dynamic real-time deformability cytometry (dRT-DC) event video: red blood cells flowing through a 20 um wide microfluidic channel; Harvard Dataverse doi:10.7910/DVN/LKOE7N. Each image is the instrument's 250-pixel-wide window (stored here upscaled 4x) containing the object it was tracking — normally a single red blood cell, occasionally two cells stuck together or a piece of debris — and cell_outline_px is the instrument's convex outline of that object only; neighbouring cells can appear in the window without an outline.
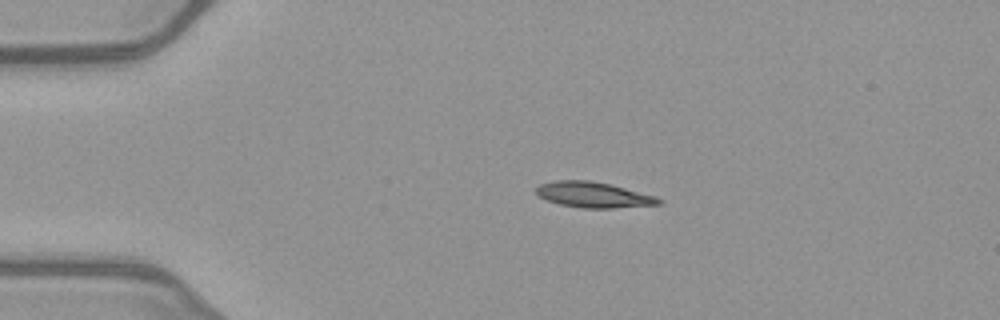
{"species": "common noctule bat (a hibernating species)", "species_latin": "Nyctalus noctula", "temperature_condition": "warm", "stored_images_in_passage": 41, "camera_frame_rate_fps": 3000, "um_per_image_px": 0.085, "animal": {"sex": "female", "body_mass_g": 21.9}, "frame": {"image": 1, "passage_image": 1, "time_ms": 0.0, "image_size_px": [1000, 320], "cell_outline_px": [[664, 204], [612, 208], [580, 208], [560, 204], [548, 200], [540, 196], [536, 192], [536, 188], [540, 184], [556, 180], [592, 180], [612, 184], [656, 196], [664, 200]], "centroid_in_image_um": [50.51, 16.55], "position_along_channel_um": 34.5, "area_um2": 18.44}}
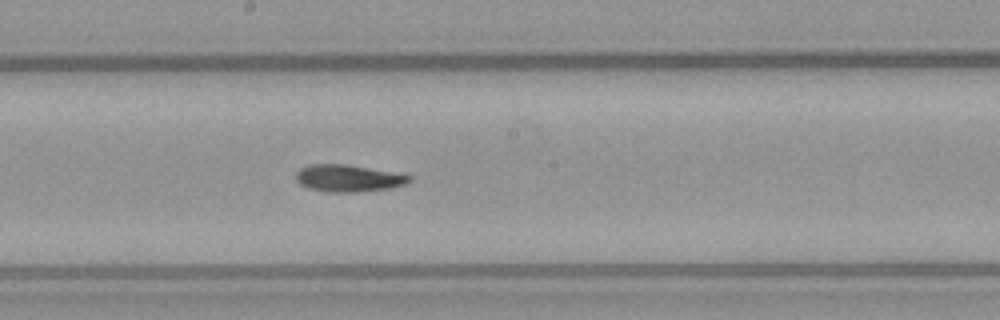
{"frame": {"image": 2, "passage_image": 18, "time_ms": 5.667, "image_size_px": [1000, 320], "cell_outline_px": [[412, 180], [404, 184], [392, 188], [360, 192], [328, 192], [308, 188], [300, 184], [296, 180], [296, 172], [300, 168], [308, 164], [348, 164], [412, 176]], "centroid_in_image_um": [29.58, 15.15], "position_along_channel_um": 218.6, "area_um2": 17.92}}
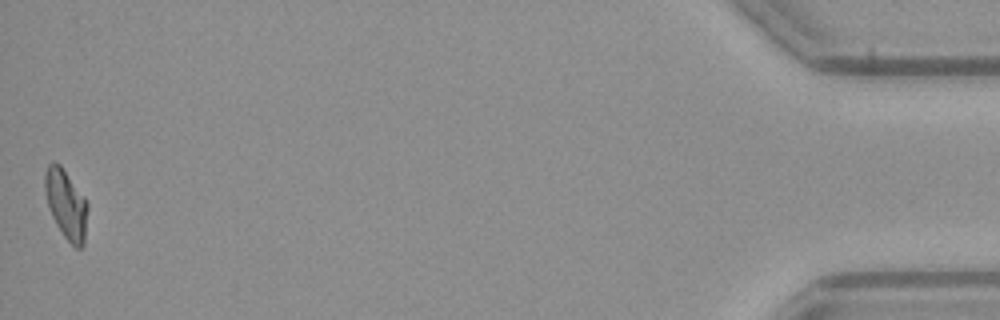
{"frame": {"image": 3, "passage_image": 41, "time_ms": 13.333, "image_size_px": [1000, 320], "cell_outline_px": [[88, 208], [84, 244], [80, 248], [76, 248], [64, 236], [56, 224], [52, 216], [44, 192], [44, 172], [48, 164], [60, 164], [84, 196], [88, 204]], "centroid_in_image_um": [5.62, 17.36], "position_along_channel_um": 429.6, "area_um2": 17.17}, "authors_computed_cell_mechanics": {"area_um2": 17.7446, "velocity_mm_per_s": 4.0328, "shape_relaxation_time_tau1_ms": 9.5486, "shape_relaxation_time_tau2_ms": 7.8273, "deformation_change_tau1": 0.246, "deformation_change_tau2": 0.1578}}